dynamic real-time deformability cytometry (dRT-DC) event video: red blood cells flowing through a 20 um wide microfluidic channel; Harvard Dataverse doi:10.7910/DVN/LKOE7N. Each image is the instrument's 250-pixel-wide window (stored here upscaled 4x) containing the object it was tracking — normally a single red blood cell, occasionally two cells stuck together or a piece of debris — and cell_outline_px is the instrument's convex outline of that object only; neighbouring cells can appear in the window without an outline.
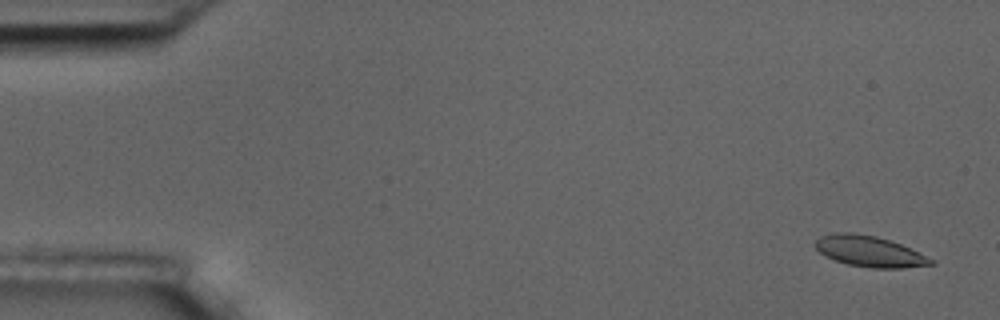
{"species": "common noctule bat (a hibernating species)", "species_latin": "Nyctalus noctula", "temperature_condition": "room temperature", "stored_images_in_passage": 5, "camera_frame_rate_fps": 3000, "um_per_image_px": 0.085, "animal": {"sex": "male", "body_mass_g": 17.5, "forearm_length_mm": 52.3}, "frame": {"image": 1, "passage_image": 1, "time_ms": 0.0, "image_size_px": [1000, 320], "cell_outline_px": [[936, 264], [904, 268], [872, 268], [848, 264], [836, 260], [820, 252], [812, 244], [820, 236], [836, 232], [852, 232], [876, 236], [900, 244], [936, 260]], "centroid_in_image_um": [73.92, 21.36], "position_along_channel_um": 11.1, "area_um2": 20.75}}
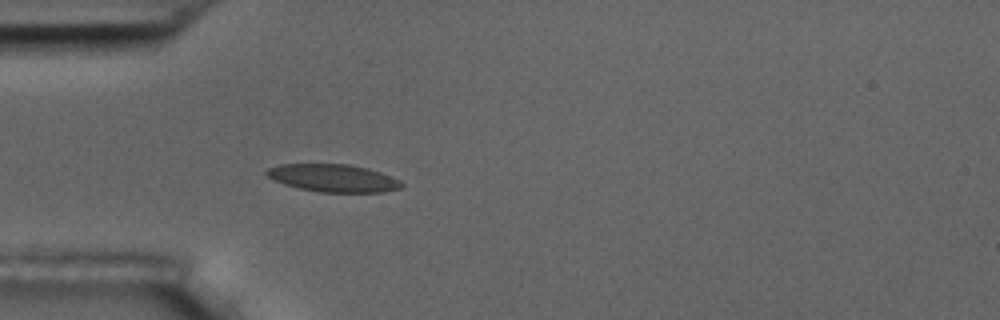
{"frame": {"image": 2, "passage_image": 5, "time_ms": 4.667, "image_size_px": [1000, 320], "cell_outline_px": [[404, 184], [400, 188], [384, 192], [320, 192], [300, 188], [284, 184], [272, 180], [264, 172], [268, 168], [280, 164], [348, 164], [368, 168], [380, 172]], "centroid_in_image_um": [28.27, 15.13], "position_along_channel_um": 56.7, "area_um2": 21.56}}